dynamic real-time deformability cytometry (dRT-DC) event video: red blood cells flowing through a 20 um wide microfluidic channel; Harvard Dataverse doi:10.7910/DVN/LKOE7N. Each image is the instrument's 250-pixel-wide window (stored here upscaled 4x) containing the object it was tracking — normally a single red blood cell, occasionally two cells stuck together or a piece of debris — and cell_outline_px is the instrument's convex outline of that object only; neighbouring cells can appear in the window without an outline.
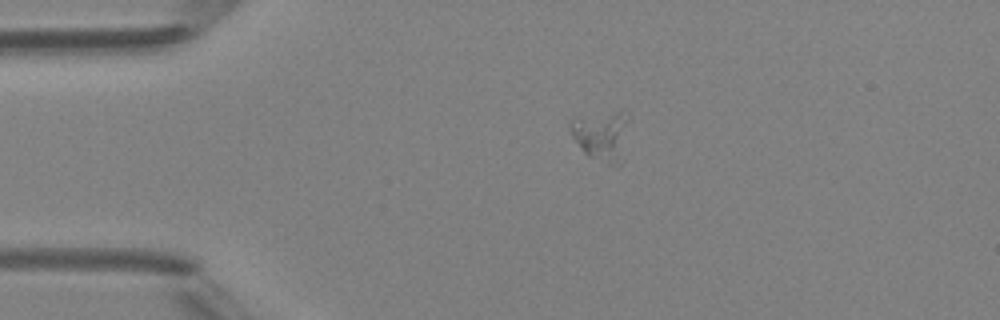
{"species": "Egyptian fruit bat (a non-hibernating species)", "species_latin": "Rousettus aegyptiacus", "temperature_condition": "room temperature", "stored_images_in_passage": 2, "camera_frame_rate_fps": 3000, "um_per_image_px": 0.085, "animal": {"sex": "female"}, "frame": {"image": 1, "passage_image": 1, "time_ms": 0.0, "image_size_px": [1000, 320], "cell_outline_px": [[628, 120], [620, 164], [616, 168], [588, 156], [584, 152], [572, 136], [568, 124], [572, 116], [624, 108]], "centroid_in_image_um": [51.1, 11.45], "position_along_channel_um": 33.9, "area_um2": 17.63}}